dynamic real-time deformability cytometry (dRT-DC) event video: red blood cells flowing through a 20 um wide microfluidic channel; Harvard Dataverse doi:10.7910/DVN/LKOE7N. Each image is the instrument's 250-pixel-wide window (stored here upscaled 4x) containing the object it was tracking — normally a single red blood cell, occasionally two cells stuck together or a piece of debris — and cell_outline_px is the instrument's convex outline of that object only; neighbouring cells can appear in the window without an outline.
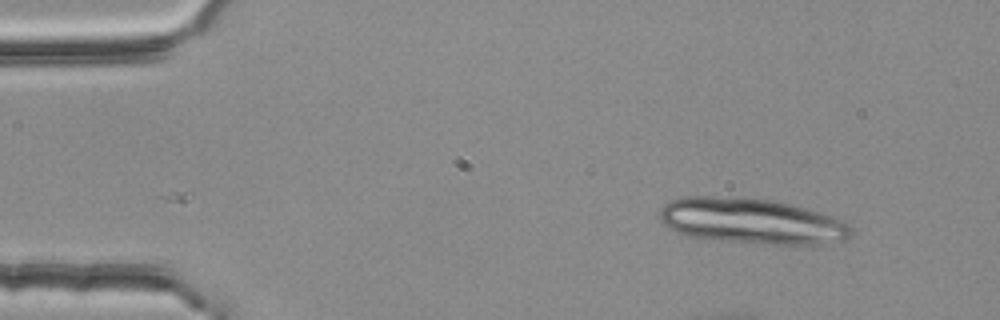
{"species": "common noctule bat (a hibernating species)", "species_latin": "Nyctalus noctula", "temperature_condition": "room temperature", "stored_images_in_passage": 2, "camera_frame_rate_fps": 3000, "um_per_image_px": 0.085, "animal": {"sex": "female", "body_mass_g": 25.1}, "frame": {"image": 1, "passage_image": 2, "time_ms": 0.333, "image_size_px": [1000, 320], "cell_outline_px": [[852, 236], [844, 240], [816, 244], [772, 244], [688, 236], [668, 228], [660, 220], [660, 208], [664, 204], [672, 200], [684, 196], [744, 196], [772, 200], [788, 204], [816, 212], [840, 220], [848, 224], [852, 228]], "centroid_in_image_um": [63.83, 18.77], "position_along_channel_um": 21.2, "area_um2": 50.34}}